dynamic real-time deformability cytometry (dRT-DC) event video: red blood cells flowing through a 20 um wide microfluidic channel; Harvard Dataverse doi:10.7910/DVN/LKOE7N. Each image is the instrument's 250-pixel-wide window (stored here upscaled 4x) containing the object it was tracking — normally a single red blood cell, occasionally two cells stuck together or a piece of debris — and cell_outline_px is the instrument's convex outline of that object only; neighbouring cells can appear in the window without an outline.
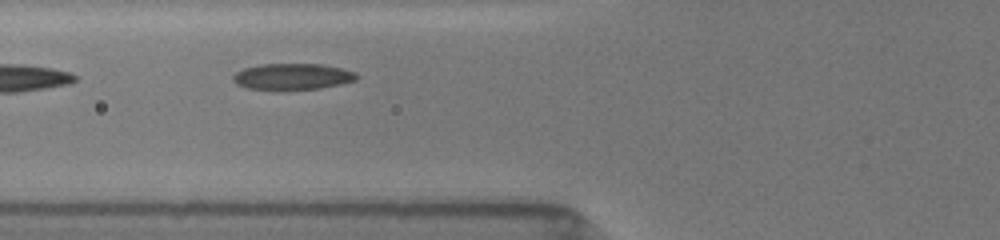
{"species": "common noctule bat (a hibernating species)", "species_latin": "Nyctalus noctula", "temperature_condition": "room temperature", "stored_images_in_passage": 19, "camera_frame_rate_fps": 3000, "um_per_image_px": 0.085, "animal": {"sex": "female", "body_mass_g": 19.5, "forearm_length_mm": 54.1}, "frame": {"image": 1, "passage_image": 4, "time_ms": 1.333, "image_size_px": [1000, 240], "cell_outline_px": [[360, 76], [356, 80], [340, 84], [320, 88], [284, 92], [276, 92], [248, 88], [236, 84], [232, 80], [232, 76], [236, 72], [244, 68], [260, 64], [320, 64], [340, 68], [356, 72]], "centroid_in_image_um": [24.82, 6.55], "position_along_channel_um": 101.0, "area_um2": 19.59}}
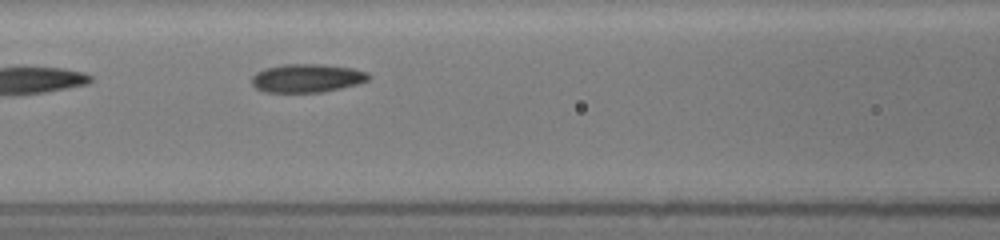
{"frame": {"image": 2, "passage_image": 6, "time_ms": 2.333, "image_size_px": [1000, 240], "cell_outline_px": [[368, 80], [360, 84], [320, 92], [264, 92], [256, 88], [252, 84], [252, 76], [256, 72], [264, 68], [284, 64], [324, 64], [352, 68], [368, 72]], "centroid_in_image_um": [26.08, 6.63], "position_along_channel_um": 140.5, "area_um2": 19.42}}
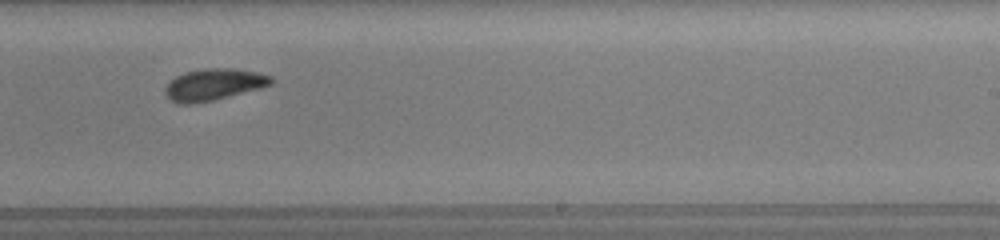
{"frame": {"image": 3, "passage_image": 14, "time_ms": 5.667, "image_size_px": [1000, 240], "cell_outline_px": [[272, 84], [260, 88], [212, 100], [192, 104], [176, 104], [164, 92], [164, 88], [176, 76], [184, 72], [204, 68], [236, 68], [256, 72], [272, 76]], "centroid_in_image_um": [18.15, 7.17], "position_along_channel_um": 270.8, "area_um2": 19.42}}